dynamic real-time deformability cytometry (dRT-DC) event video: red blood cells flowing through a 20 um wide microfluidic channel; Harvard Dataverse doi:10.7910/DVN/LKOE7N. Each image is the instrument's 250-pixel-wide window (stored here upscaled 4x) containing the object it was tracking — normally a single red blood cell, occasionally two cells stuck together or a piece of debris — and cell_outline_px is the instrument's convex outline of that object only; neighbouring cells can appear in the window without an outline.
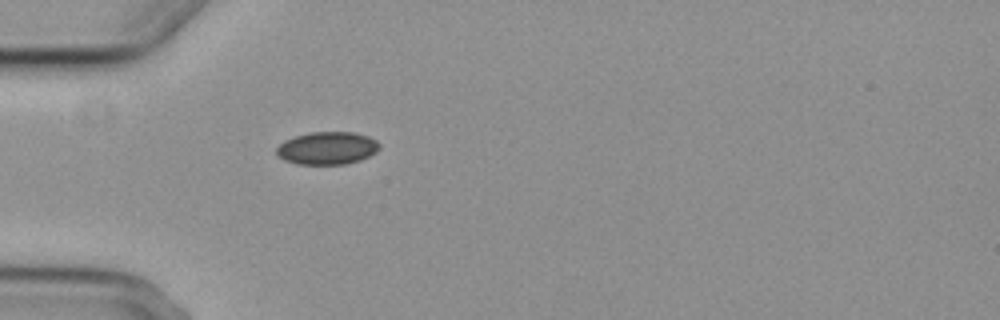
{"species": "common noctule bat (a hibernating species)", "species_latin": "Nyctalus noctula", "temperature_condition": "cold", "stored_images_in_passage": 1, "camera_frame_rate_fps": 3000, "um_per_image_px": 0.085, "animal": {"sex": "female", "body_mass_g": 29.2, "forearm_length_mm": 56.3}, "frame": {"image": 1, "passage_image": 1, "time_ms": 0.0, "image_size_px": [1000, 320], "cell_outline_px": [[380, 148], [376, 152], [360, 160], [344, 164], [296, 164], [284, 160], [276, 152], [276, 148], [284, 140], [308, 132], [352, 132], [368, 136], [376, 140], [380, 144]], "centroid_in_image_um": [27.82, 12.59], "position_along_channel_um": 57.2, "area_um2": 19.59}}